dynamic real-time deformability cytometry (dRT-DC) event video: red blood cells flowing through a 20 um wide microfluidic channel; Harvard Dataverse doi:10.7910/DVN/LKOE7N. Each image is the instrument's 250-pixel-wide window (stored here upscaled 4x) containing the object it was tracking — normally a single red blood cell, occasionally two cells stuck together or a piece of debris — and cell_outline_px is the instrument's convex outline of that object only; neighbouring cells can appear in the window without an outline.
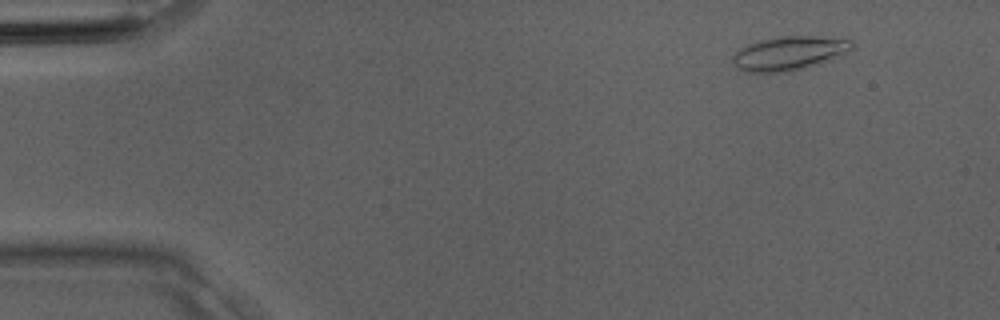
{"species": "Egyptian fruit bat (a non-hibernating species)", "species_latin": "Rousettus aegyptiacus", "temperature_condition": "room temperature", "stored_images_in_passage": 3, "camera_frame_rate_fps": 3000, "um_per_image_px": 0.085, "animal": {"sex": "male"}, "frame": {"image": 1, "passage_image": 2, "time_ms": 0.333, "image_size_px": [1000, 320], "cell_outline_px": [[852, 48], [832, 60], [820, 64], [788, 72], [748, 72], [736, 68], [732, 64], [732, 56], [740, 48], [748, 44], [760, 40], [780, 36], [812, 36], [852, 40]], "centroid_in_image_um": [67.03, 4.54], "position_along_channel_um": 18.0, "area_um2": 23.58}}